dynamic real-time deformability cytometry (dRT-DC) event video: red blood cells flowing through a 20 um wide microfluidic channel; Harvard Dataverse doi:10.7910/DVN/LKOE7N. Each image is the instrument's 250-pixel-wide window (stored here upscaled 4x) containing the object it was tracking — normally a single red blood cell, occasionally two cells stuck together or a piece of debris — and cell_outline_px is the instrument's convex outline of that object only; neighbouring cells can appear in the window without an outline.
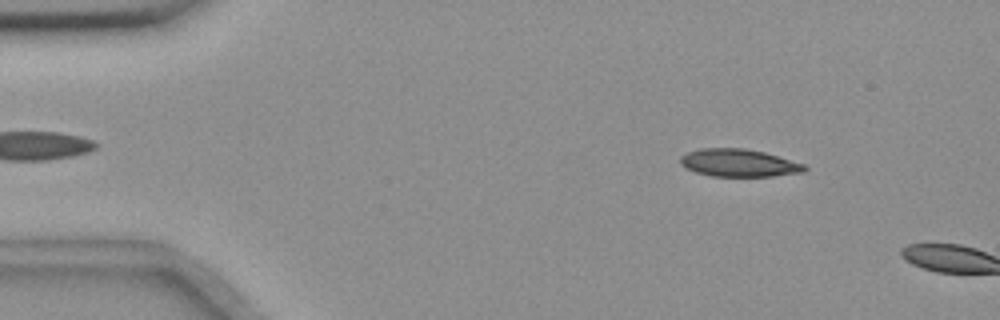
{"species": "common noctule bat (a hibernating species)", "species_latin": "Nyctalus noctula", "temperature_condition": "room temperature", "stored_images_in_passage": 9, "camera_frame_rate_fps": 3000, "um_per_image_px": 0.085, "animal": {"sex": "female", "body_mass_g": 18.4}, "frame": {"image": 1, "passage_image": 7, "time_ms": 2.0, "image_size_px": [1000, 320], "cell_outline_px": [[808, 168], [804, 172], [772, 176], [712, 176], [696, 172], [684, 168], [680, 164], [680, 156], [688, 152], [700, 148], [744, 148], [764, 152], [804, 164]], "centroid_in_image_um": [62.77, 13.84], "position_along_channel_um": 22.2, "area_um2": 20.0}}